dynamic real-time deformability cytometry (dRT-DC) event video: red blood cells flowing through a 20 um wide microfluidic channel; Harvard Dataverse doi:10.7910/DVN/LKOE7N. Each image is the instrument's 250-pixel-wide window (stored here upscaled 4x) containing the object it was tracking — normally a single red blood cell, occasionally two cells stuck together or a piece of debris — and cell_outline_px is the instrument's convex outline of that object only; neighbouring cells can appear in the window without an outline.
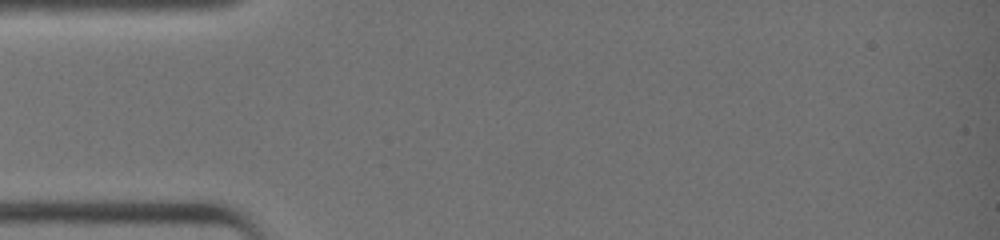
{"species": "common noctule bat (a hibernating species)", "species_latin": "Nyctalus noctula", "temperature_condition": "warm", "stored_images_in_passage": 1, "camera_frame_rate_fps": 3000, "um_per_image_px": 0.085, "animal": {"sex": "female", "body_mass_g": 19.0, "forearm_length_mm": 51.5}, "frame": {"image": 1, "passage_image": 1, "time_ms": 0.0, "image_size_px": [1000, 240], "cell_outline_px": [[344, 164], [308, 176], [300, 172], [292, 144], [292, 128], [296, 112], [308, 104], [316, 112]], "centroid_in_image_um": [26.59, 12.21], "position_along_channel_um": 58.4, "area_um2": 16.42}}